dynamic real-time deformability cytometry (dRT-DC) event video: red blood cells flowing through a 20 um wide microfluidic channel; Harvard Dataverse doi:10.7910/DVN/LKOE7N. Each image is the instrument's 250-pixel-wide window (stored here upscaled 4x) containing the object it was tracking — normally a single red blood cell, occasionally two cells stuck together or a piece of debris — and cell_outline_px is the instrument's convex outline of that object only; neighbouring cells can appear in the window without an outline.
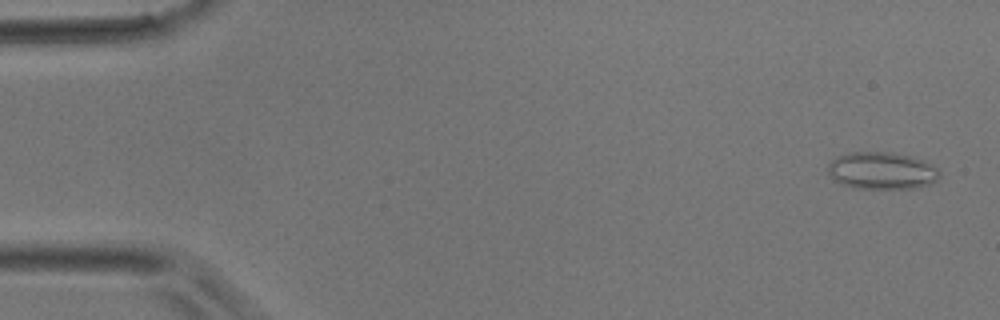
{"species": "common noctule bat (a hibernating species)", "species_latin": "Nyctalus noctula", "temperature_condition": "room temperature", "stored_images_in_passage": 4, "camera_frame_rate_fps": 3000, "um_per_image_px": 0.085, "animal": {"sex": "male", "body_mass_g": 17.9}, "frame": {"image": 1, "passage_image": 1, "time_ms": 0.0, "image_size_px": [1000, 320], "cell_outline_px": [[940, 176], [936, 180], [928, 184], [912, 188], [852, 188], [840, 184], [832, 180], [828, 172], [828, 164], [836, 156], [852, 152], [888, 152], [912, 156], [924, 160], [932, 164], [940, 172]], "centroid_in_image_um": [74.92, 14.5], "position_along_channel_um": 10.1, "area_um2": 24.33}}